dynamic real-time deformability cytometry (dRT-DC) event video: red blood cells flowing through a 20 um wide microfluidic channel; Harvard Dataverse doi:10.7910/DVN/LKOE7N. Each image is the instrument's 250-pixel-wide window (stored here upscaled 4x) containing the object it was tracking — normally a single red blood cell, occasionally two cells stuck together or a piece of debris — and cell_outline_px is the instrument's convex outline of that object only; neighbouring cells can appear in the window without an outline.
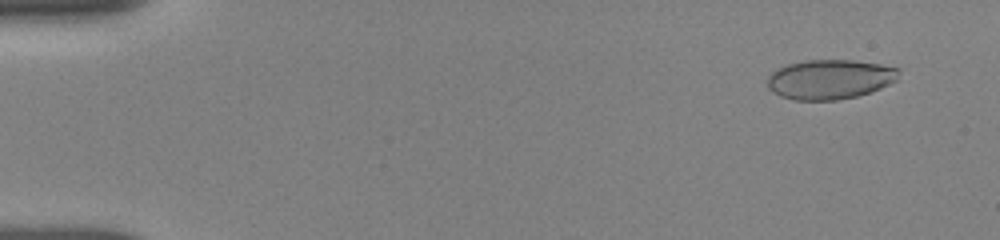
{"species": "human", "species_latin": "Homo sapiens", "temperature_condition": "room temperature", "stored_images_in_passage": 29, "camera_frame_rate_fps": 3000, "um_per_image_px": 0.085, "donor": {"sex": "female"}, "frame": {"image": 1, "passage_image": 3, "time_ms": 1.0, "image_size_px": [1000, 240], "cell_outline_px": [[900, 72], [896, 80], [880, 88], [856, 96], [836, 100], [792, 100], [780, 96], [772, 92], [768, 88], [768, 76], [772, 72], [788, 64], [804, 60], [856, 60], [880, 64], [900, 68]], "centroid_in_image_um": [70.53, 6.74], "position_along_channel_um": 14.5, "area_um2": 30.35}}
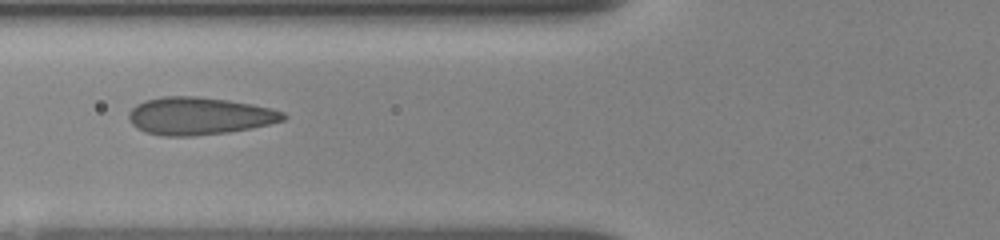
{"frame": {"image": 2, "passage_image": 17, "time_ms": 6.667, "image_size_px": [1000, 240], "cell_outline_px": [[288, 116], [284, 120], [252, 128], [228, 132], [192, 136], [164, 136], [144, 132], [136, 128], [128, 120], [128, 112], [136, 104], [144, 100], [164, 96], [196, 96], [228, 100], [252, 104], [272, 108], [284, 112]], "centroid_in_image_um": [16.91, 9.85], "position_along_channel_um": 108.9, "area_um2": 34.04}}
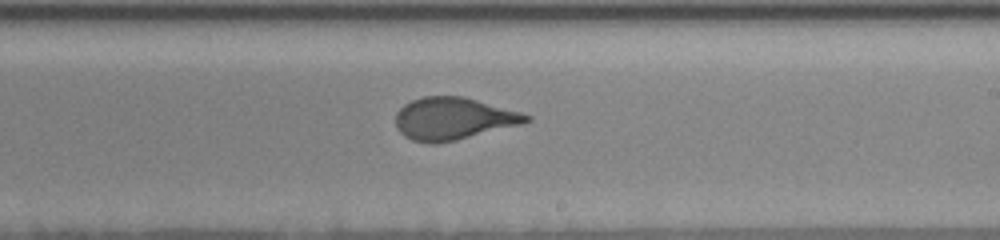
{"frame": {"image": 3, "passage_image": 28, "time_ms": 10.333, "image_size_px": [1000, 240], "cell_outline_px": [[532, 120], [524, 124], [456, 140], [436, 144], [428, 144], [412, 140], [404, 136], [396, 128], [396, 112], [404, 104], [412, 100], [424, 96], [464, 96], [520, 112], [532, 116]], "centroid_in_image_um": [38.53, 10.09], "position_along_channel_um": 250.5, "area_um2": 32.43}}